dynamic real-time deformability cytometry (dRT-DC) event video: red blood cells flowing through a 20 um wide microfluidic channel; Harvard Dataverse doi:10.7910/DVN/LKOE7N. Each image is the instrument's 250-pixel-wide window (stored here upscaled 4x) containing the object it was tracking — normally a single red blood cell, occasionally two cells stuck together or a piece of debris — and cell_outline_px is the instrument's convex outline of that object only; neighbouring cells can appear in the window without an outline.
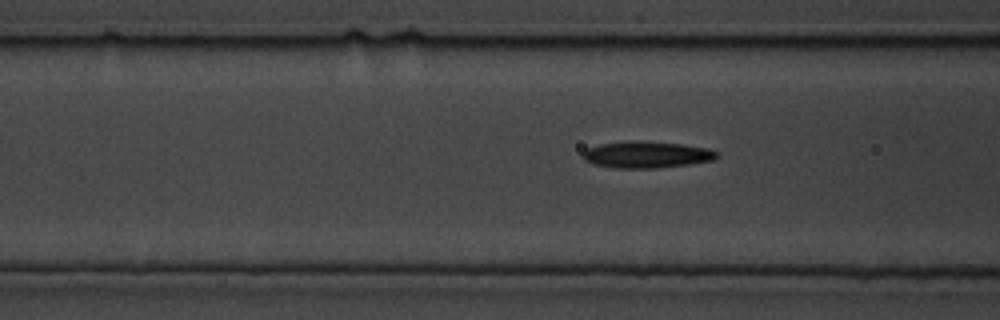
{"species": "common noctule bat (a hibernating species)", "species_latin": "Nyctalus noctula", "temperature_condition": "cold", "stored_images_in_passage": 52, "camera_frame_rate_fps": 3000, "um_per_image_px": 0.085, "animal": {"sex": "male", "body_mass_g": 19.5, "forearm_length_mm": 54.6}, "frame": {"image": 1, "passage_image": 11, "time_ms": 3.333, "image_size_px": [1000, 320], "cell_outline_px": [[720, 156], [712, 160], [692, 164], [656, 168], [616, 168], [592, 164], [584, 160], [580, 156], [580, 152], [584, 148], [600, 144], [628, 140], [640, 140], [680, 144], [708, 148], [716, 152]], "centroid_in_image_um": [54.88, 13.14], "position_along_channel_um": 111.7, "area_um2": 21.21}}
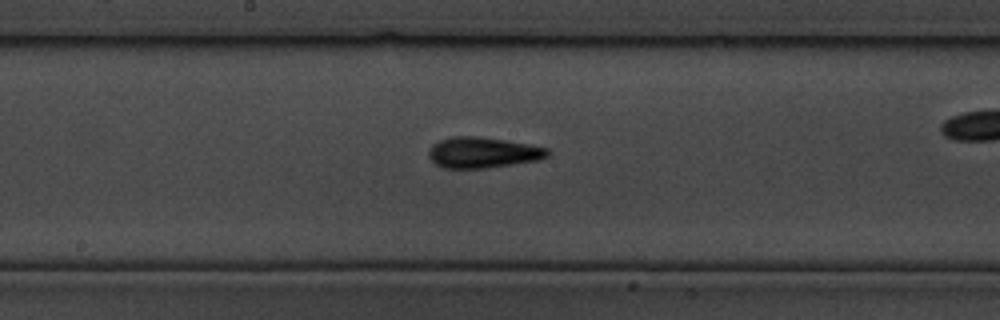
{"frame": {"image": 2, "passage_image": 24, "time_ms": 7.667, "image_size_px": [1000, 320], "cell_outline_px": [[552, 152], [548, 156], [540, 160], [484, 168], [444, 168], [436, 164], [428, 156], [428, 152], [432, 144], [440, 140], [452, 136], [476, 136], [532, 144], [548, 148]], "centroid_in_image_um": [41.07, 12.96], "position_along_channel_um": 207.1, "area_um2": 21.44}}
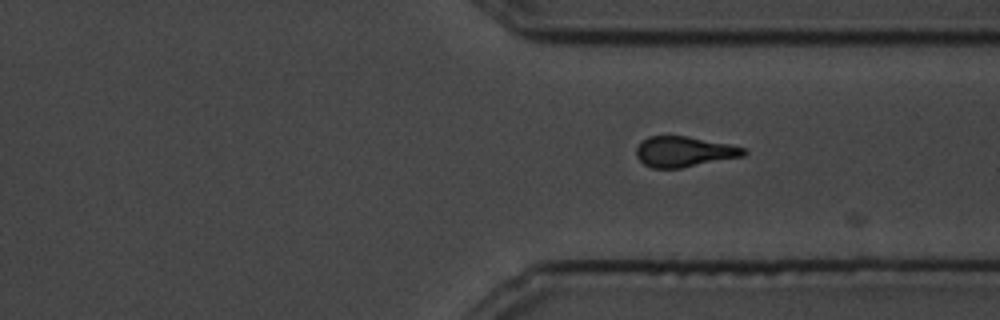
{"frame": {"image": 3, "passage_image": 44, "time_ms": 14.333, "image_size_px": [1000, 320], "cell_outline_px": [[748, 152], [744, 156], [680, 168], [652, 168], [644, 164], [636, 156], [636, 148], [648, 136], [688, 136], [748, 148]], "centroid_in_image_um": [58.18, 12.89], "position_along_channel_um": 353.2, "area_um2": 19.02}}